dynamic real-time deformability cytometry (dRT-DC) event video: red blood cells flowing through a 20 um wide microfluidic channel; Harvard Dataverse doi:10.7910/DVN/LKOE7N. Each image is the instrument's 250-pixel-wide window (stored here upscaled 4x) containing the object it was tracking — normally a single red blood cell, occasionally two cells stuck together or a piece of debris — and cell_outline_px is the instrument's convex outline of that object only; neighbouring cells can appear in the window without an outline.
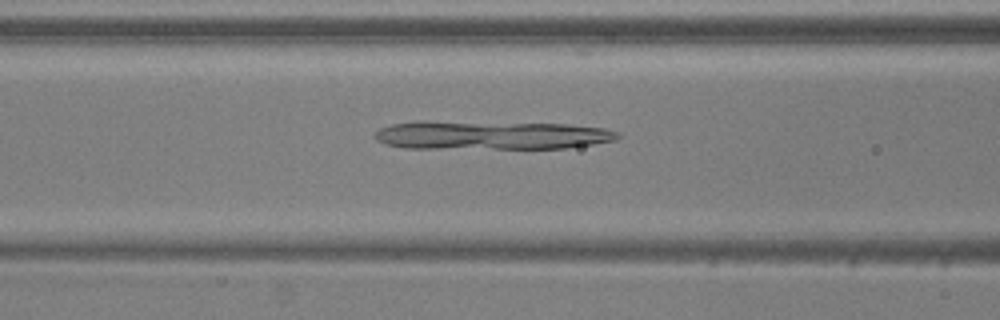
{"species": "common noctule bat (a hibernating species)", "species_latin": "Nyctalus noctula", "temperature_condition": "warm", "stored_images_in_passage": 50, "camera_frame_rate_fps": 3000, "um_per_image_px": 0.085, "animal": {"sex": "male", "body_mass_g": 20.5, "forearm_length_mm": 52.5}, "frame": {"image": 1, "passage_image": 19, "time_ms": 6.0, "image_size_px": [1000, 320], "cell_outline_px": [[620, 136], [616, 140], [568, 148], [404, 148], [384, 144], [376, 140], [372, 136], [380, 128], [392, 124], [416, 120], [424, 120], [568, 124], [604, 128], [620, 132]], "centroid_in_image_um": [41.69, 11.47], "position_along_channel_um": 124.9, "area_um2": 41.21}}
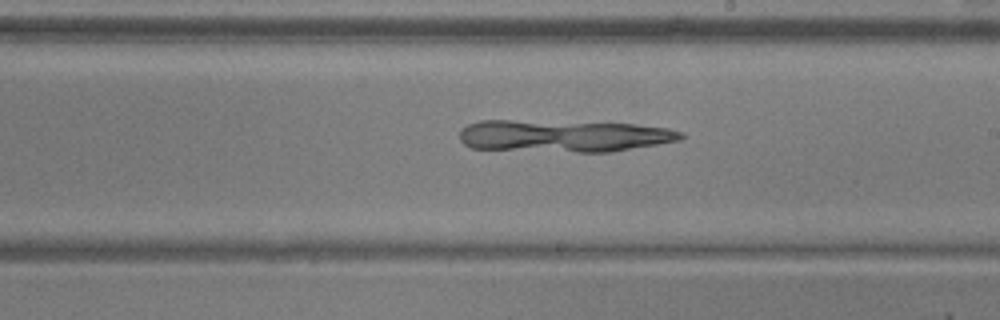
{"frame": {"image": 2, "passage_image": 28, "time_ms": 9.0, "image_size_px": [1000, 320], "cell_outline_px": [[684, 136], [680, 140], [612, 152], [576, 152], [472, 148], [464, 144], [460, 140], [460, 128], [468, 124], [480, 120], [512, 120], [636, 124], [668, 128], [684, 132]], "centroid_in_image_um": [47.9, 11.55], "position_along_channel_um": 241.1, "area_um2": 41.44}}
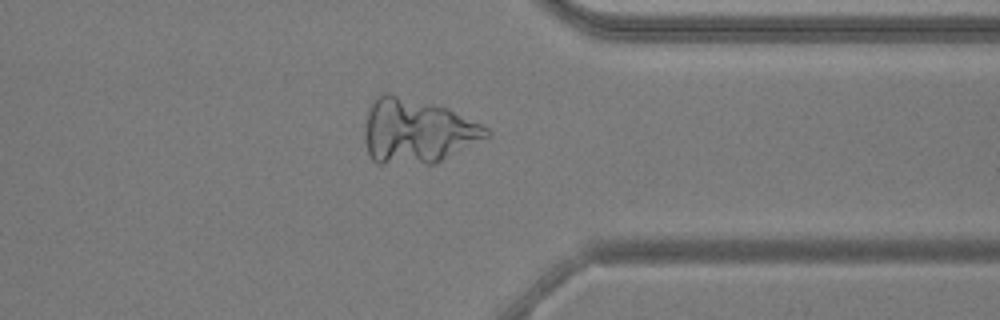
{"frame": {"image": 3, "passage_image": 39, "time_ms": 12.667, "image_size_px": [1000, 320], "cell_outline_px": [[492, 136], [436, 164], [376, 164], [372, 160], [368, 152], [364, 136], [364, 128], [368, 108], [376, 96], [384, 92], [388, 92], [448, 108], [488, 128], [492, 132]], "centroid_in_image_um": [35.45, 11.17], "position_along_channel_um": 375.9, "area_um2": 46.53}}